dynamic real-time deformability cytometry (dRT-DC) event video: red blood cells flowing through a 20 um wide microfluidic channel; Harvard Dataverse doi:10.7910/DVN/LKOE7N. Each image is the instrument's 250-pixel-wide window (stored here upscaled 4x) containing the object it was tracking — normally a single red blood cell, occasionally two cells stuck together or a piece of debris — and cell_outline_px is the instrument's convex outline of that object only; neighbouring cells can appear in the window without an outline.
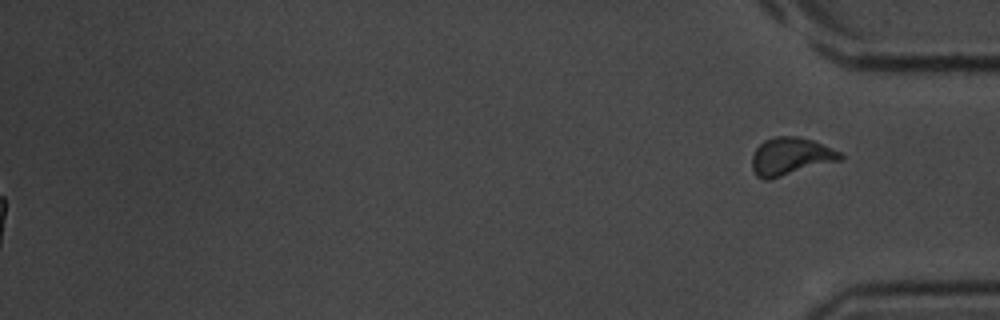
{"species": "common noctule bat (a hibernating species)", "species_latin": "Nyctalus noctula", "temperature_condition": "room temperature", "stored_images_in_passage": 39, "segment_of_instrument_passage": [2, 2], "camera_frame_rate_fps": 3000, "um_per_image_px": 0.085, "animal": {"sex": "male", "body_mass_g": 20.1, "forearm_length_mm": 53.5}, "frame": {"image": 1, "passage_image": 39, "time_ms": 12.667, "image_size_px": [1000, 320], "cell_outline_px": [[844, 160], [768, 180], [764, 180], [756, 176], [752, 168], [752, 156], [756, 148], [764, 140], [776, 136], [796, 136], [812, 140], [832, 148], [840, 152], [844, 156]], "centroid_in_image_um": [67.22, 13.31], "position_along_channel_um": 368.0, "area_um2": 19.59}}